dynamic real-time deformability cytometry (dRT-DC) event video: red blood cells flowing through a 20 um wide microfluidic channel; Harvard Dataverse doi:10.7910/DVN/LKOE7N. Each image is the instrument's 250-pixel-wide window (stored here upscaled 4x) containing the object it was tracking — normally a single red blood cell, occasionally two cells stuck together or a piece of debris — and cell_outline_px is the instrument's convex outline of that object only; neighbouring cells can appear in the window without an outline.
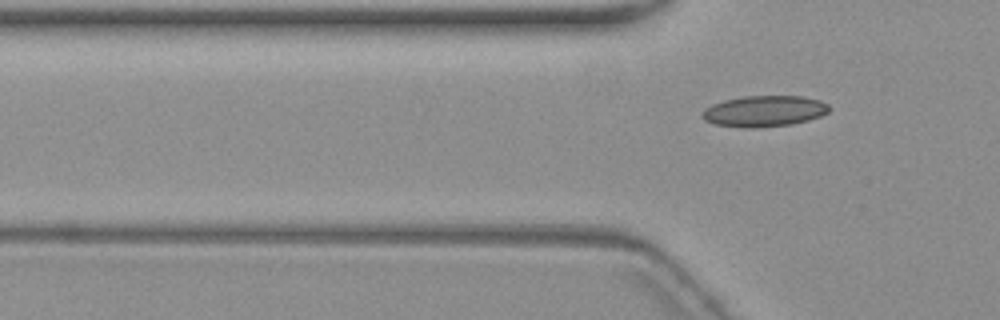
{"species": "common noctule bat (a hibernating species)", "species_latin": "Nyctalus noctula", "temperature_condition": "warm", "stored_images_in_passage": 7, "camera_frame_rate_fps": 3000, "um_per_image_px": 0.085, "animal": {"sex": "female", "body_mass_g": 19.3, "forearm_length_mm": 54.1}, "frame": {"image": 1, "passage_image": 7, "time_ms": 8.0, "image_size_px": [1000, 320], "cell_outline_px": [[832, 108], [828, 112], [820, 116], [808, 120], [792, 124], [756, 128], [744, 128], [712, 124], [704, 120], [700, 116], [700, 112], [704, 108], [712, 104], [724, 100], [744, 96], [800, 96], [820, 100], [828, 104]], "centroid_in_image_um": [64.92, 9.45], "position_along_channel_um": 60.9, "area_um2": 23.29}}